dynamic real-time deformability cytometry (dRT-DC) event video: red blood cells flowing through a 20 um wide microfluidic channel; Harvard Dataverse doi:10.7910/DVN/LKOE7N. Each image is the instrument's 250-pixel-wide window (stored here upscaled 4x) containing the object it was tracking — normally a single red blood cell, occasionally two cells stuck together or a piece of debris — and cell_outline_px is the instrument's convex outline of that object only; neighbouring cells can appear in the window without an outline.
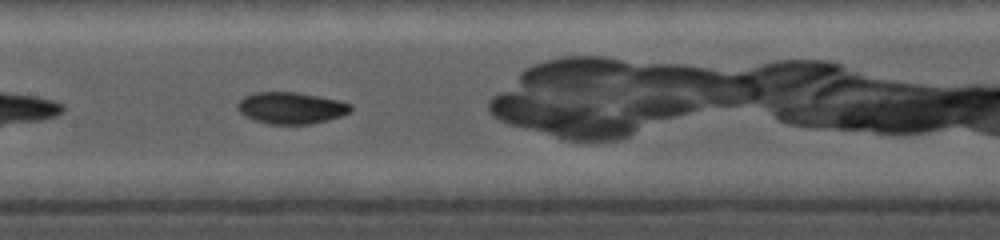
{"species": "common noctule bat (a hibernating species)", "species_latin": "Nyctalus noctula", "temperature_condition": "cold", "stored_images_in_passage": 29, "camera_frame_rate_fps": 5000, "um_per_image_px": 0.085, "animal": {"sex": "female", "body_mass_g": 19.0, "forearm_length_mm": 56.7}, "frame": {"image": 1, "passage_image": 9, "time_ms": 3.0, "image_size_px": [1000, 240], "cell_outline_px": [[352, 108], [348, 112], [340, 116], [328, 120], [312, 124], [268, 124], [252, 120], [244, 116], [236, 108], [236, 104], [244, 96], [256, 92], [296, 92], [336, 100], [352, 104]], "centroid_in_image_um": [24.68, 9.19], "position_along_channel_um": 182.7, "area_um2": 20.87}}
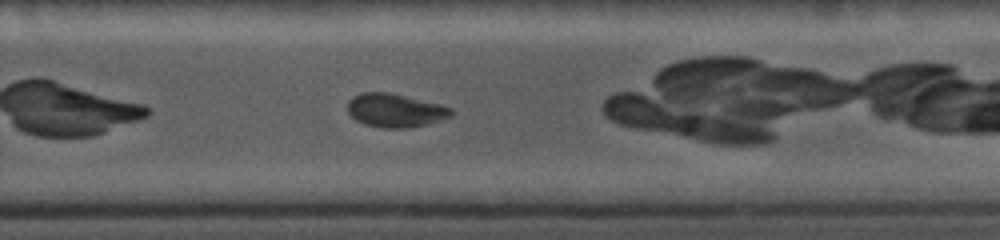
{"frame": {"image": 2, "passage_image": 17, "time_ms": 6.0, "image_size_px": [1000, 240], "cell_outline_px": [[452, 116], [428, 124], [412, 128], [384, 128], [364, 124], [356, 120], [348, 112], [348, 100], [352, 96], [364, 92], [388, 92], [440, 104], [452, 108]], "centroid_in_image_um": [33.59, 9.39], "position_along_channel_um": 296.2, "area_um2": 20.29}}